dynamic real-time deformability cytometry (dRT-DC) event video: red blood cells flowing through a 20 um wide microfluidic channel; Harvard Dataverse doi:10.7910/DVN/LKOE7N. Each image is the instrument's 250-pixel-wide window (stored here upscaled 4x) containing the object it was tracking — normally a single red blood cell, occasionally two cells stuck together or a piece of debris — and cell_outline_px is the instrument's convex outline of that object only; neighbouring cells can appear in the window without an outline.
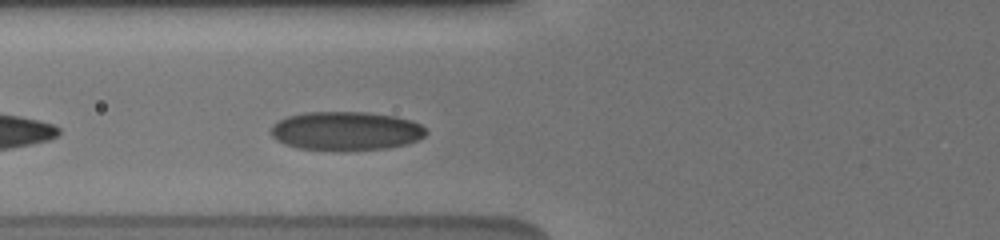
{"species": "human", "species_latin": "Homo sapiens", "temperature_condition": "cold", "stored_images_in_passage": 9, "camera_frame_rate_fps": 3000, "um_per_image_px": 0.085, "donor": {"sex": "male"}, "frame": {"image": 1, "passage_image": 9, "time_ms": 3.0, "image_size_px": [1000, 240], "cell_outline_px": [[428, 132], [424, 136], [408, 144], [384, 148], [344, 152], [300, 148], [284, 144], [276, 140], [272, 136], [272, 124], [288, 116], [304, 112], [368, 112], [396, 116], [420, 124]], "centroid_in_image_um": [29.4, 11.14], "position_along_channel_um": 96.4, "area_um2": 35.37}}